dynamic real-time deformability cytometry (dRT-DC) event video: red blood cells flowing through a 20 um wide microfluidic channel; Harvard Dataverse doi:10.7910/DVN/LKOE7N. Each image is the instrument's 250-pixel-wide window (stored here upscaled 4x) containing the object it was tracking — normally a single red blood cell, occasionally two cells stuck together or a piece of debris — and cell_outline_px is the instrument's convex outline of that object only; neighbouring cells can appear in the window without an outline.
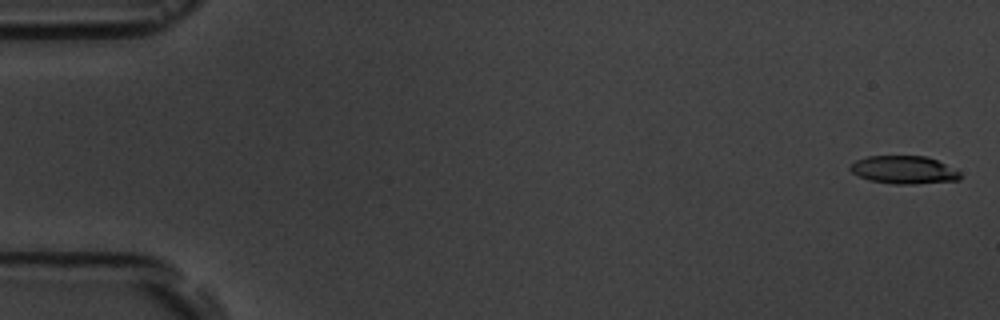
{"species": "common noctule bat (a hibernating species)", "species_latin": "Nyctalus noctula", "temperature_condition": "room temperature", "stored_images_in_passage": 7, "camera_frame_rate_fps": 3000, "um_per_image_px": 0.085, "animal": {"sex": "male", "body_mass_g": 19.5, "forearm_length_mm": 54.6}, "frame": {"image": 1, "passage_image": 1, "time_ms": 0.0, "image_size_px": [1000, 320], "cell_outline_px": [[960, 180], [916, 184], [892, 184], [868, 180], [852, 172], [848, 168], [856, 160], [868, 156], [928, 156], [960, 172]], "centroid_in_image_um": [76.82, 14.44], "position_along_channel_um": 8.2, "area_um2": 17.86}}
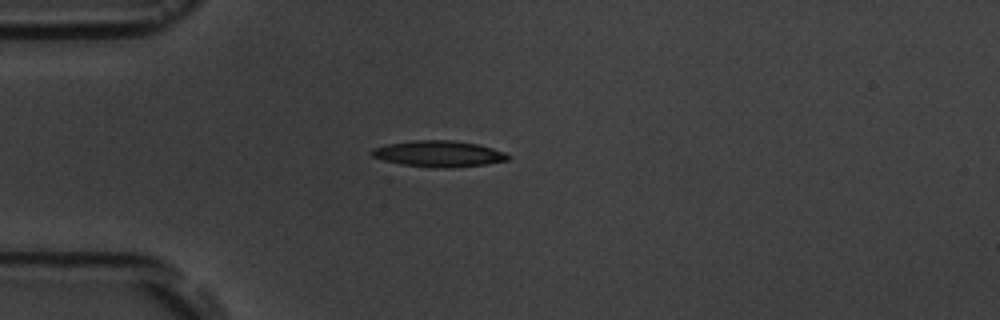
{"frame": {"image": 2, "passage_image": 5, "time_ms": 4.667, "image_size_px": [1000, 320], "cell_outline_px": [[508, 160], [484, 164], [448, 168], [432, 168], [400, 164], [384, 160], [372, 156], [368, 152], [372, 148], [384, 144], [412, 140], [452, 140], [476, 144], [492, 148], [504, 152], [508, 156]], "centroid_in_image_um": [37.2, 13.07], "position_along_channel_um": 47.8, "area_um2": 20.81}}
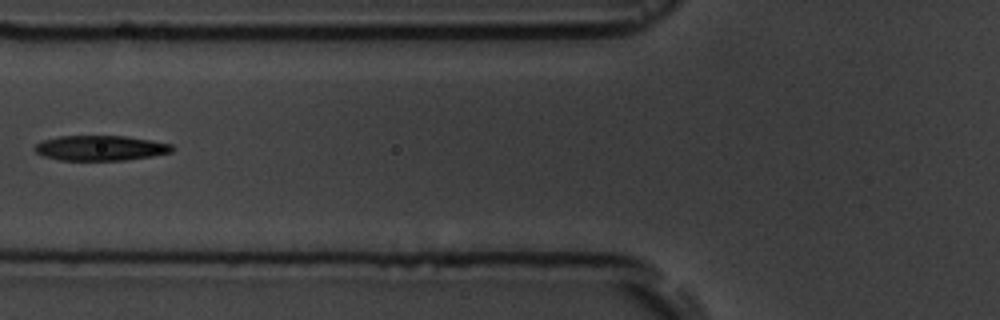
{"frame": {"image": 3, "passage_image": 7, "time_ms": 7.0, "image_size_px": [1000, 320], "cell_outline_px": [[176, 148], [172, 152], [152, 156], [124, 160], [60, 160], [44, 156], [36, 152], [32, 148], [36, 144], [44, 140], [60, 136], [124, 136], [172, 144]], "centroid_in_image_um": [8.55, 12.58], "position_along_channel_um": 117.3, "area_um2": 20.0}}